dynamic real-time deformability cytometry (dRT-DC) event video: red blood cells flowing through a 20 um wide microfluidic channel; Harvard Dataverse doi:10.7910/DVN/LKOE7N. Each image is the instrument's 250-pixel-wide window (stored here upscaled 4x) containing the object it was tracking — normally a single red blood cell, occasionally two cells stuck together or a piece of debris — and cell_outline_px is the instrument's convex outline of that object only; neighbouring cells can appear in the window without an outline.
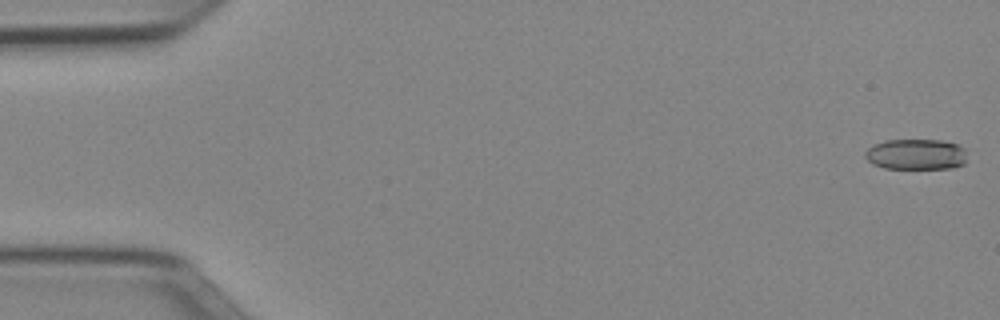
{"species": "Egyptian fruit bat (a non-hibernating species)", "species_latin": "Rousettus aegyptiacus", "temperature_condition": "cold", "stored_images_in_passage": 51, "camera_frame_rate_fps": 3000, "um_per_image_px": 0.085, "animal": {"sex": "female"}, "frame": {"image": 1, "passage_image": 1, "time_ms": 0.0, "image_size_px": [1000, 320], "cell_outline_px": [[964, 164], [952, 168], [884, 168], [872, 164], [864, 156], [864, 152], [872, 144], [884, 140], [940, 140], [956, 144], [964, 148]], "centroid_in_image_um": [77.8, 13.11], "position_along_channel_um": 7.2, "area_um2": 18.21}}
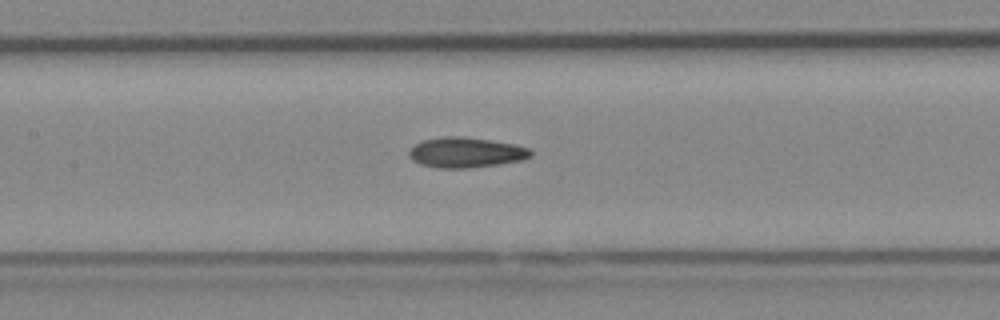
{"frame": {"image": 2, "passage_image": 24, "time_ms": 7.667, "image_size_px": [1000, 320], "cell_outline_px": [[532, 156], [524, 160], [468, 168], [436, 168], [420, 164], [412, 160], [408, 156], [408, 152], [416, 144], [424, 140], [444, 136], [460, 136], [516, 144], [532, 148]], "centroid_in_image_um": [39.63, 12.96], "position_along_channel_um": 167.8, "area_um2": 21.5}}
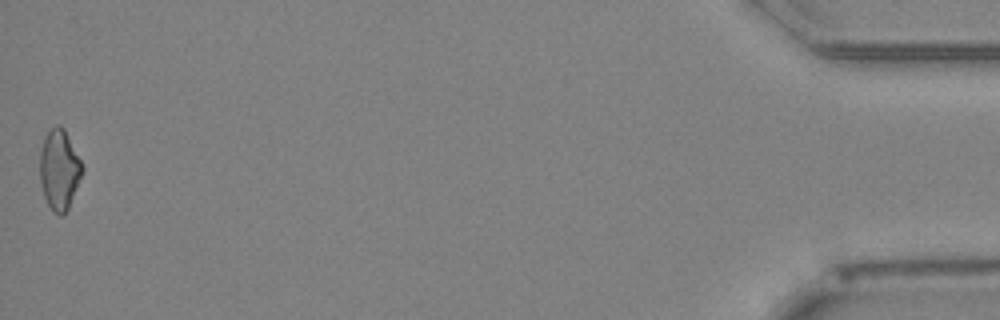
{"frame": {"image": 3, "passage_image": 51, "time_ms": 16.667, "image_size_px": [1000, 320], "cell_outline_px": [[84, 168], [68, 208], [60, 216], [52, 212], [44, 196], [40, 180], [40, 152], [44, 136], [56, 124], [60, 124], [64, 128]], "centroid_in_image_um": [5.02, 14.4], "position_along_channel_um": 430.2, "area_um2": 19.54}, "authors_computed_cell_mechanics": {"area_um2": 20.1144, "velocity_mm_per_s": 3.9857, "shape_relaxation_time_tau1_ms": 8.5669, "shape_relaxation_time_tau2_ms": 6.1916, "deformation_change_tau1": 0.2004, "deformation_change_tau2": 0.15}}